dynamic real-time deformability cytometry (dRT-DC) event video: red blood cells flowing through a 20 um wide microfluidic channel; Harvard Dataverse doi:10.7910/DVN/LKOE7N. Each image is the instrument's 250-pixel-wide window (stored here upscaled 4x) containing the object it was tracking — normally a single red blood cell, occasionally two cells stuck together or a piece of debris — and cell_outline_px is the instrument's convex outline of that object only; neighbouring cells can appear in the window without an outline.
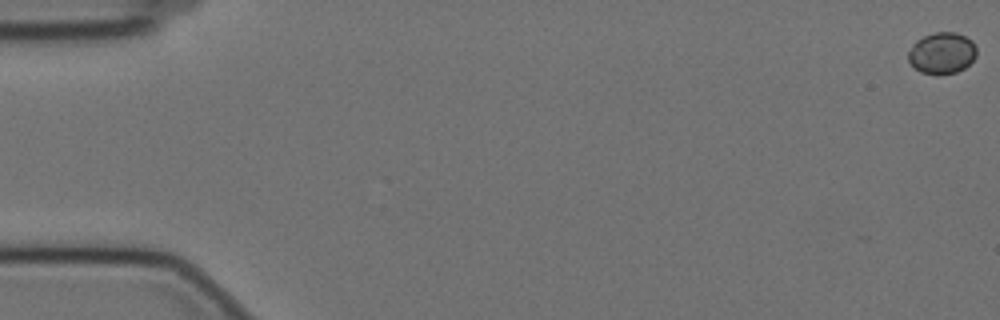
{"species": "Egyptian fruit bat (a non-hibernating species)", "species_latin": "Rousettus aegyptiacus", "temperature_condition": "cold", "stored_images_in_passage": 14, "camera_frame_rate_fps": 3000, "um_per_image_px": 0.085, "animal": {"sex": "female"}, "frame": {"image": 1, "passage_image": 1, "time_ms": 0.0, "image_size_px": [1000, 320], "cell_outline_px": [[976, 56], [964, 68], [956, 72], [940, 76], [920, 72], [908, 60], [908, 52], [916, 40], [924, 36], [936, 32], [956, 32], [972, 40], [976, 48]], "centroid_in_image_um": [80.06, 4.52], "position_along_channel_um": 4.9, "area_um2": 16.53}}